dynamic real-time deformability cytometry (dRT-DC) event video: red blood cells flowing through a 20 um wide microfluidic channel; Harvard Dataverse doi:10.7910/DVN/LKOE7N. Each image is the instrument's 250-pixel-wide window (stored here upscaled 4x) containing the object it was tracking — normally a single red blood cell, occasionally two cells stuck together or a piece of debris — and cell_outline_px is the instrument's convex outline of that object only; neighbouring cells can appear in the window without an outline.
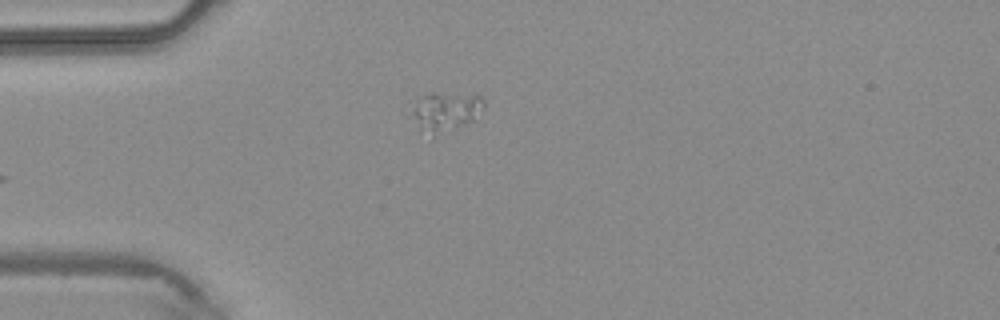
{"species": "common noctule bat (a hibernating species)", "species_latin": "Nyctalus noctula", "temperature_condition": "warm", "stored_images_in_passage": 3, "camera_frame_rate_fps": 3000, "um_per_image_px": 0.085, "animal": {"sex": "male", "body_mass_g": 20.4}, "frame": {"image": 1, "passage_image": 2, "time_ms": 0.333, "image_size_px": [1000, 320], "cell_outline_px": [[484, 108], [476, 120], [432, 140], [412, 112], [408, 100], [432, 92], [480, 96], [484, 100]], "centroid_in_image_um": [37.87, 9.49], "position_along_channel_um": 47.1, "area_um2": 17.11}}